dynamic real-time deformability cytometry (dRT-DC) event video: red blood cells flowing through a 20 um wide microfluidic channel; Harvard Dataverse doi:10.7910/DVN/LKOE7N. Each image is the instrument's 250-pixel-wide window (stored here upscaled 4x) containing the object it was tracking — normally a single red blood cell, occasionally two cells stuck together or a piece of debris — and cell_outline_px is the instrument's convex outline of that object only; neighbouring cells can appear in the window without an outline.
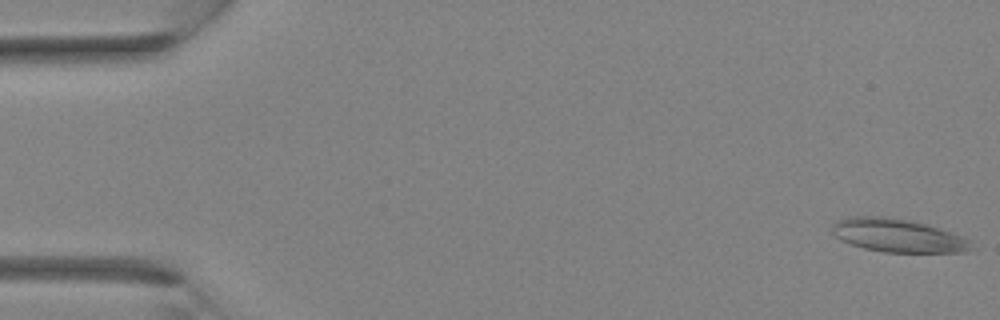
{"species": "Egyptian fruit bat (a non-hibernating species)", "species_latin": "Rousettus aegyptiacus", "temperature_condition": "room temperature", "stored_images_in_passage": 35, "camera_frame_rate_fps": 3000, "um_per_image_px": 0.085, "animal": {"sex": "female"}, "frame": {"image": 1, "passage_image": 1, "time_ms": 0.0, "image_size_px": [1000, 320], "cell_outline_px": [[972, 240], [968, 248], [964, 252], [884, 252], [864, 248], [840, 240], [832, 232], [832, 224], [836, 220], [848, 216], [884, 216], [908, 220], [924, 224]], "centroid_in_image_um": [76.22, 20.01], "position_along_channel_um": 8.8, "area_um2": 26.59}}
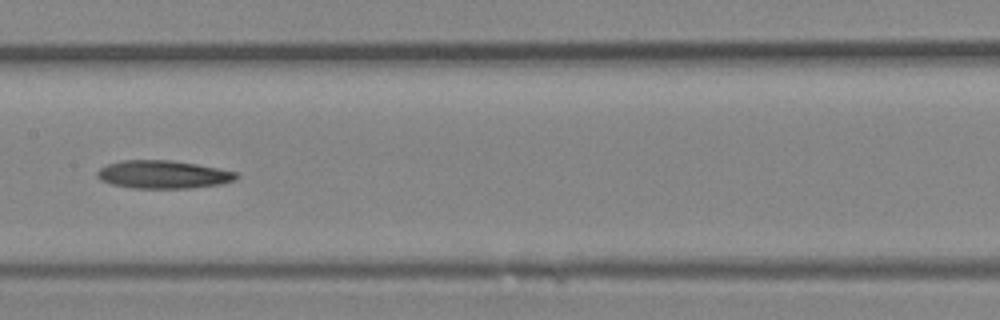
{"frame": {"image": 2, "passage_image": 18, "time_ms": 5.667, "image_size_px": [1000, 320], "cell_outline_px": [[240, 176], [236, 180], [220, 184], [192, 188], [132, 188], [112, 184], [100, 180], [96, 176], [96, 172], [100, 168], [108, 164], [120, 160], [172, 160], [220, 168], [236, 172]], "centroid_in_image_um": [13.88, 14.83], "position_along_channel_um": 193.5, "area_um2": 22.89}}
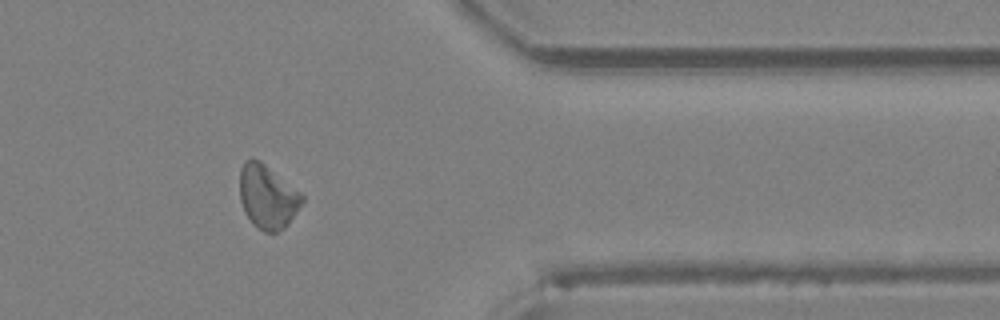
{"frame": {"image": 3, "passage_image": 29, "time_ms": 9.333, "image_size_px": [1000, 320], "cell_outline_px": [[304, 200], [288, 224], [284, 228], [276, 232], [264, 232], [252, 224], [244, 212], [240, 200], [240, 168], [244, 160], [252, 156], [260, 160], [300, 192], [304, 196]], "centroid_in_image_um": [22.71, 16.7], "position_along_channel_um": 388.7, "area_um2": 23.29}}